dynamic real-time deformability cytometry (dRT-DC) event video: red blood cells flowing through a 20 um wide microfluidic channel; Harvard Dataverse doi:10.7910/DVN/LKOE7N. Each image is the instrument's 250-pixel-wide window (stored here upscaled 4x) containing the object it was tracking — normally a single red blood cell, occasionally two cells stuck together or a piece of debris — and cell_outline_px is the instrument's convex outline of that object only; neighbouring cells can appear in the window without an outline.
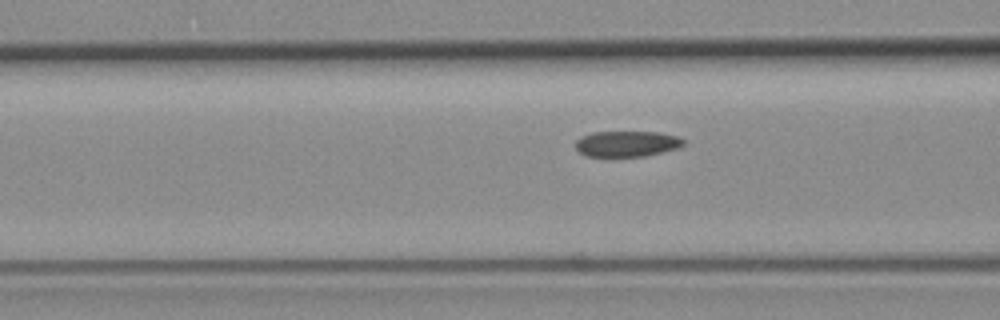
{"species": "common noctule bat (a hibernating species)", "species_latin": "Nyctalus noctula", "temperature_condition": "room temperature", "stored_images_in_passage": 30, "camera_frame_rate_fps": 3000, "um_per_image_px": 0.085, "animal": {"sex": "female", "body_mass_g": 19.3, "forearm_length_mm": 54.1}, "frame": {"image": 1, "passage_image": 9, "time_ms": 2.667, "image_size_px": [1000, 320], "cell_outline_px": [[684, 144], [676, 148], [644, 156], [588, 156], [580, 152], [576, 148], [576, 140], [580, 136], [592, 132], [660, 132], [676, 136], [684, 140]], "centroid_in_image_um": [53.25, 12.21], "position_along_channel_um": 113.4, "area_um2": 16.01}}
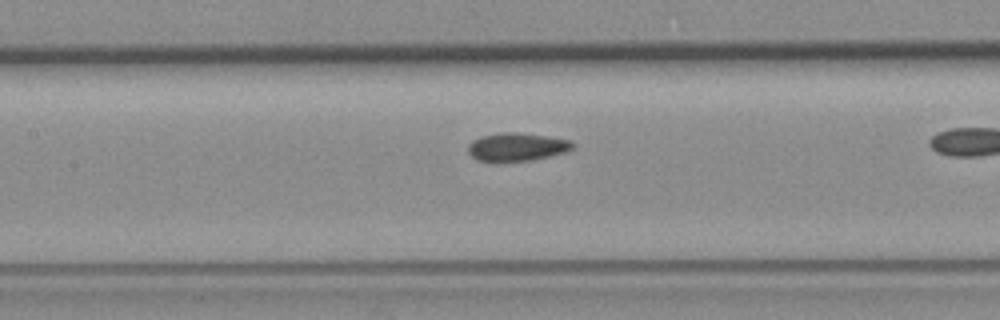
{"frame": {"image": 2, "passage_image": 13, "time_ms": 4.0, "image_size_px": [1000, 320], "cell_outline_px": [[576, 144], [572, 148], [564, 152], [532, 160], [492, 164], [476, 160], [468, 152], [468, 144], [472, 140], [484, 136], [504, 132], [516, 132], [572, 140]], "centroid_in_image_um": [43.88, 12.53], "position_along_channel_um": 163.5, "area_um2": 17.51}}
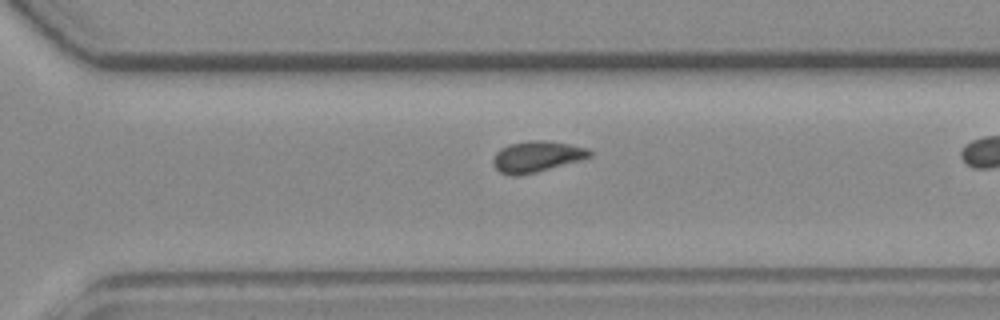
{"frame": {"image": 3, "passage_image": 26, "time_ms": 8.333, "image_size_px": [1000, 320], "cell_outline_px": [[592, 156], [580, 160], [536, 172], [516, 176], [508, 176], [500, 172], [496, 168], [492, 160], [496, 152], [500, 148], [512, 144], [528, 140], [544, 140], [568, 144], [588, 148], [592, 152]], "centroid_in_image_um": [45.61, 13.31], "position_along_channel_um": 325.0, "area_um2": 17.34}}